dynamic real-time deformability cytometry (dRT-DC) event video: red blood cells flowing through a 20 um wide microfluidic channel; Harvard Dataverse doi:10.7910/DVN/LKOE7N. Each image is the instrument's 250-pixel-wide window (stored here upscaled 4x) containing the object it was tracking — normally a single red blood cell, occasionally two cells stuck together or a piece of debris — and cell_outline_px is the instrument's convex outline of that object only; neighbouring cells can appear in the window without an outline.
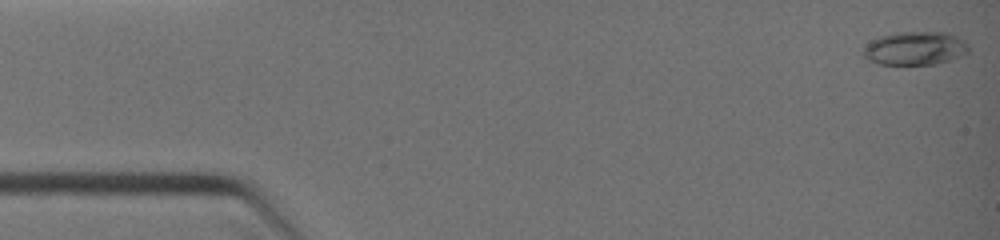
{"species": "common noctule bat (a hibernating species)", "species_latin": "Nyctalus noctula", "temperature_condition": "warm", "stored_images_in_passage": 22, "camera_frame_rate_fps": 3000, "um_per_image_px": 0.085, "animal": {"sex": "female", "body_mass_g": 19.0, "forearm_length_mm": 51.5}, "frame": {"image": 1, "passage_image": 1, "time_ms": 0.0, "image_size_px": [1000, 240], "cell_outline_px": [[968, 52], [964, 56], [952, 60], [936, 64], [880, 64], [864, 60], [864, 48], [872, 40], [880, 36], [896, 32], [944, 32], [956, 36], [964, 40], [968, 44]], "centroid_in_image_um": [77.8, 4.11], "position_along_channel_um": 7.2, "area_um2": 20.69}}
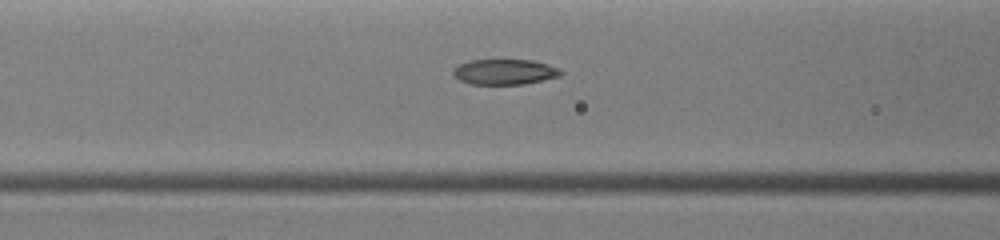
{"frame": {"image": 2, "passage_image": 14, "time_ms": 4.667, "image_size_px": [1000, 240], "cell_outline_px": [[564, 72], [560, 76], [524, 84], [472, 84], [460, 80], [452, 76], [452, 68], [468, 60], [532, 60], [548, 64], [560, 68]], "centroid_in_image_um": [42.88, 6.1], "position_along_channel_um": 123.7, "area_um2": 16.07}}
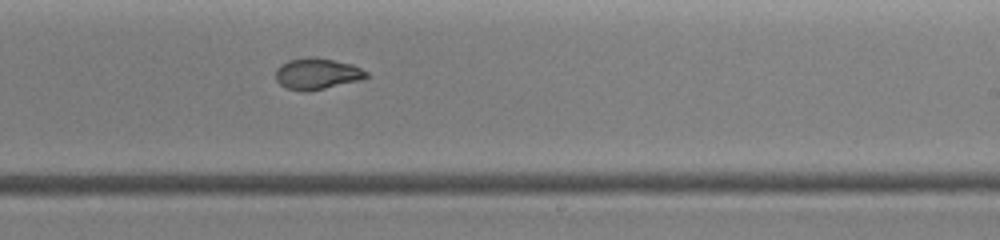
{"frame": {"image": 3, "passage_image": 22, "time_ms": 7.333, "image_size_px": [1000, 240], "cell_outline_px": [[368, 76], [360, 80], [308, 92], [304, 92], [288, 88], [280, 84], [276, 80], [276, 68], [280, 64], [288, 60], [308, 56], [316, 56], [352, 64], [368, 72]], "centroid_in_image_um": [26.93, 6.25], "position_along_channel_um": 262.1, "area_um2": 16.65}}